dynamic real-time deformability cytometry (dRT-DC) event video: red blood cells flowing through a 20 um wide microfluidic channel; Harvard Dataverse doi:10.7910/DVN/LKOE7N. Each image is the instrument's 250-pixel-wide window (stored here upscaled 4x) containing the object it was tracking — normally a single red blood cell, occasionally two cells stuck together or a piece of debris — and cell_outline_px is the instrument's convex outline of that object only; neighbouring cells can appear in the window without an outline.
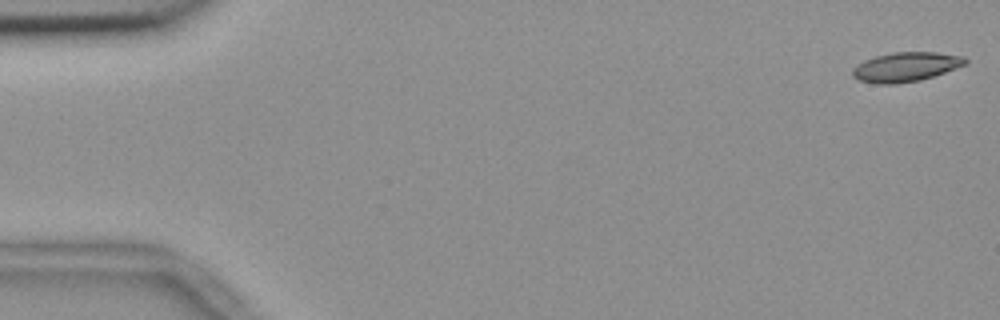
{"species": "common noctule bat (a hibernating species)", "species_latin": "Nyctalus noctula", "temperature_condition": "room temperature", "stored_images_in_passage": 56, "segment_of_instrument_passage": [1, 2], "camera_frame_rate_fps": 3000, "um_per_image_px": 0.085, "animal": {"sex": "female", "body_mass_g": 18.4}, "frame": {"image": 1, "passage_image": 1, "time_ms": 0.0, "image_size_px": [1000, 320], "cell_outline_px": [[968, 60], [964, 64], [944, 72], [920, 80], [892, 84], [876, 84], [860, 80], [852, 76], [852, 68], [856, 64], [864, 60], [876, 56], [892, 52], [936, 52], [964, 56]], "centroid_in_image_um": [76.94, 5.68], "position_along_channel_um": 8.1, "area_um2": 19.19}}
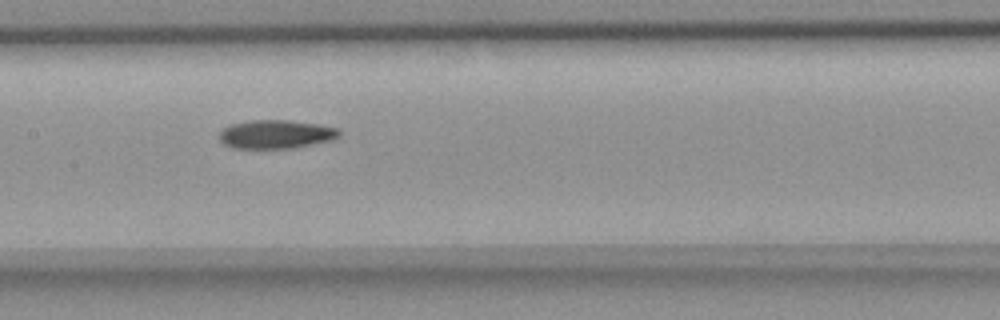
{"frame": {"image": 2, "passage_image": 27, "time_ms": 8.667, "image_size_px": [1000, 320], "cell_outline_px": [[340, 136], [332, 140], [292, 148], [232, 148], [224, 144], [220, 140], [220, 132], [224, 128], [232, 124], [248, 120], [284, 120], [320, 124], [336, 128], [340, 132]], "centroid_in_image_um": [23.45, 11.41], "position_along_channel_um": 183.9, "area_um2": 19.88}}
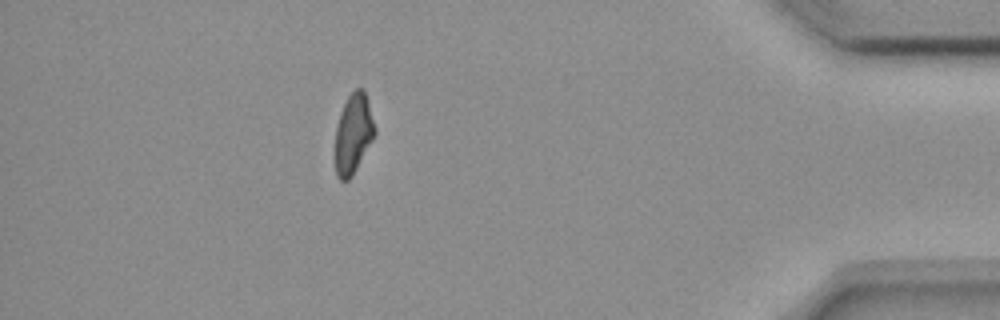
{"frame": {"image": 3, "passage_image": 49, "time_ms": 16.0, "image_size_px": [1000, 320], "cell_outline_px": [[376, 132], [372, 140], [352, 176], [348, 180], [340, 180], [336, 176], [332, 156], [336, 128], [340, 112], [348, 96], [356, 88], [364, 88], [376, 128]], "centroid_in_image_um": [29.98, 11.4], "position_along_channel_um": 405.2, "area_um2": 18.9}}